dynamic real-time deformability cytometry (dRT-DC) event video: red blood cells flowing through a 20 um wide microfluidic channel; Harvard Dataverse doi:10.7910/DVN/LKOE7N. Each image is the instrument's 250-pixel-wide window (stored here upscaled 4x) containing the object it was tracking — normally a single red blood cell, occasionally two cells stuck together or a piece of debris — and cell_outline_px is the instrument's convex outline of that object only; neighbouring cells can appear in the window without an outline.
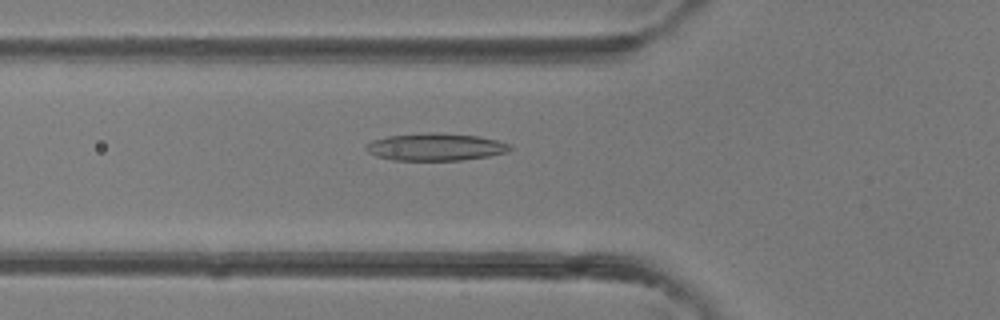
{"species": "common noctule bat (a hibernating species)", "species_latin": "Nyctalus noctula", "temperature_condition": "room temperature", "stored_images_in_passage": 39, "camera_frame_rate_fps": 3000, "um_per_image_px": 0.085, "animal": {"sex": "female"}, "frame": {"image": 1, "passage_image": 12, "time_ms": 3.667, "image_size_px": [1000, 320], "cell_outline_px": [[512, 148], [508, 152], [488, 156], [460, 160], [392, 160], [376, 156], [368, 152], [364, 148], [372, 140], [388, 136], [432, 132], [480, 136], [512, 144]], "centroid_in_image_um": [37.04, 12.49], "position_along_channel_um": 88.8, "area_um2": 22.95}}
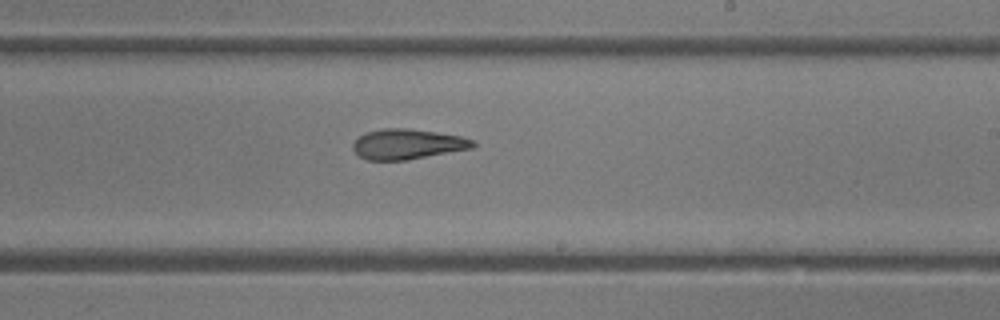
{"frame": {"image": 2, "passage_image": 22, "time_ms": 7.0, "image_size_px": [1000, 320], "cell_outline_px": [[476, 144], [472, 148], [408, 160], [368, 160], [360, 156], [352, 148], [352, 144], [360, 136], [368, 132], [384, 128], [408, 128], [436, 132], [460, 136], [472, 140]], "centroid_in_image_um": [34.63, 12.25], "position_along_channel_um": 254.4, "area_um2": 20.92}}
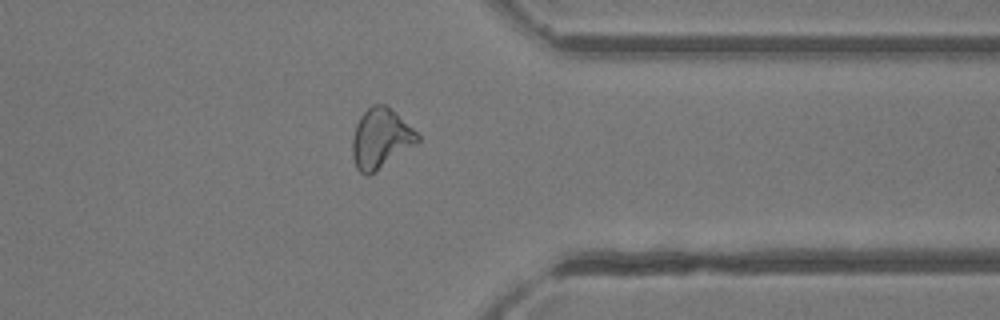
{"frame": {"image": 3, "passage_image": 30, "time_ms": 9.667, "image_size_px": [1000, 320], "cell_outline_px": [[420, 140], [416, 144], [376, 172], [368, 176], [360, 172], [356, 168], [352, 156], [352, 136], [356, 124], [360, 116], [372, 104], [384, 104], [412, 128], [420, 136]], "centroid_in_image_um": [32.32, 11.81], "position_along_channel_um": 379.1, "area_um2": 22.6}}